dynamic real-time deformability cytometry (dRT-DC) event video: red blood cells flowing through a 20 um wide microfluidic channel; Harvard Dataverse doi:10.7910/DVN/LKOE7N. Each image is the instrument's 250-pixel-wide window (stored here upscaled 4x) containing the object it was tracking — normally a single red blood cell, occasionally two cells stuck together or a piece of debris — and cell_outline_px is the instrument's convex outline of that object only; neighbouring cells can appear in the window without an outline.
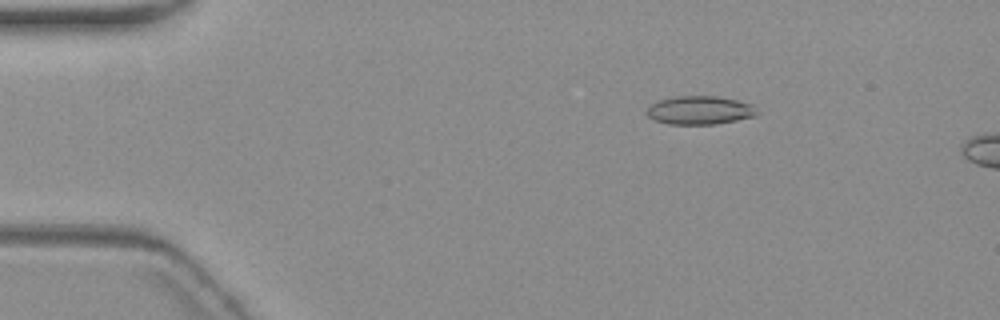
{"species": "common noctule bat (a hibernating species)", "species_latin": "Nyctalus noctula", "temperature_condition": "warm", "stored_images_in_passage": 5, "camera_frame_rate_fps": 3000, "um_per_image_px": 0.085, "animal": {"sex": "female", "body_mass_g": 19.3, "forearm_length_mm": 54.1}, "frame": {"image": 1, "passage_image": 3, "time_ms": 2.333, "image_size_px": [1000, 320], "cell_outline_px": [[756, 116], [716, 124], [668, 124], [652, 120], [644, 112], [652, 104], [660, 100], [676, 96], [716, 96], [736, 100], [752, 104], [756, 112]], "centroid_in_image_um": [59.44, 9.38], "position_along_channel_um": 25.6, "area_um2": 18.21}}